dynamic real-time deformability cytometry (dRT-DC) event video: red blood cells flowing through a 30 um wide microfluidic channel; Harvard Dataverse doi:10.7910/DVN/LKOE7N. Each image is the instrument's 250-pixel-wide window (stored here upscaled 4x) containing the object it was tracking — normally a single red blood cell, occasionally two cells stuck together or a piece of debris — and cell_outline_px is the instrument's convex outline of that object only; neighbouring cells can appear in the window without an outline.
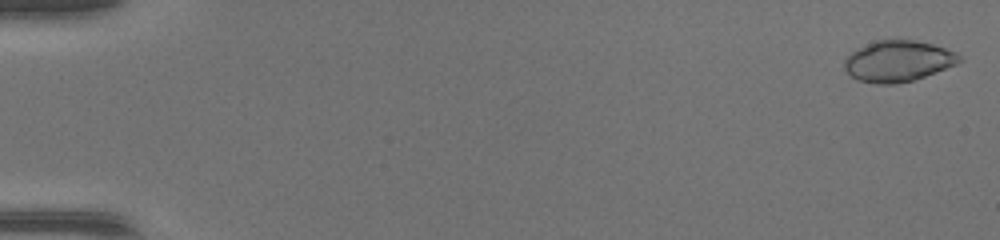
{"species": "common noctule bat (a hibernating species)", "species_latin": "Nyctalus noctula", "temperature_condition": "warm", "stored_images_in_passage": 47, "camera_frame_rate_fps": 3000, "um_per_image_px": 0.085, "animal": {"sex": "female", "body_mass_g": 17.0, "forearm_length_mm": 48.0}, "frame": {"image": 1, "passage_image": 1, "time_ms": 0.0, "image_size_px": [1000, 240], "cell_outline_px": [[960, 60], [956, 64], [924, 76], [912, 80], [896, 84], [876, 84], [856, 80], [844, 68], [844, 60], [856, 48], [876, 40], [916, 40], [932, 44], [956, 52], [960, 56]], "centroid_in_image_um": [76.29, 5.19], "position_along_channel_um": 8.7, "area_um2": 27.28}}
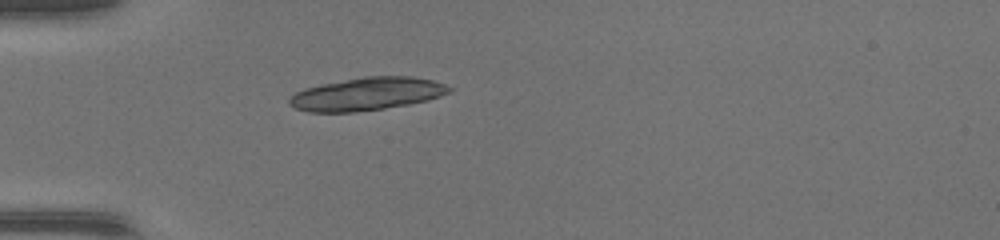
{"frame": {"image": 2, "passage_image": 15, "time_ms": 4.667, "image_size_px": [1000, 240], "cell_outline_px": [[452, 92], [428, 100], [408, 104], [384, 108], [356, 112], [308, 112], [296, 108], [288, 104], [288, 96], [304, 88], [364, 76], [412, 76], [432, 80], [444, 84], [452, 88]], "centroid_in_image_um": [31.18, 7.99], "position_along_channel_um": 53.8, "area_um2": 30.63}}
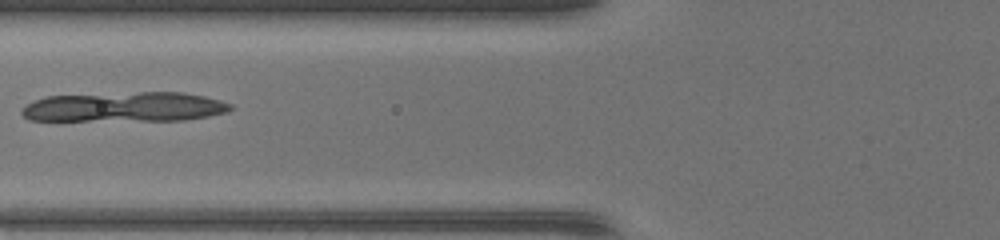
{"frame": {"image": 3, "passage_image": 20, "time_ms": 6.333, "image_size_px": [1000, 240], "cell_outline_px": [[236, 108], [228, 112], [208, 116], [184, 120], [28, 120], [20, 112], [28, 104], [44, 96], [140, 92], [184, 92], [204, 96], [220, 100], [232, 104]], "centroid_in_image_um": [10.66, 9.09], "position_along_channel_um": 115.1, "area_um2": 36.18}}